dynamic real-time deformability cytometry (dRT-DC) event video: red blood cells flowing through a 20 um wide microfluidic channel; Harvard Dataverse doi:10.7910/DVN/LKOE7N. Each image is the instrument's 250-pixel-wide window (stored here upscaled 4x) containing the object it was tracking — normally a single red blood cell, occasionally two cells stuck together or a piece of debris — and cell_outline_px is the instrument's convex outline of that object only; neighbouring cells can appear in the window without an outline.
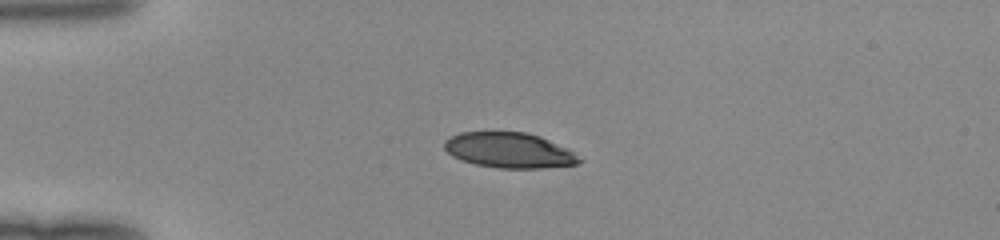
{"species": "human", "species_latin": "Homo sapiens", "temperature_condition": "room temperature", "stored_images_in_passage": 37, "camera_frame_rate_fps": 3000, "um_per_image_px": 0.085, "donor": {"sex": "female"}, "frame": {"image": 1, "passage_image": 1, "time_ms": 0.0, "image_size_px": [1000, 240], "cell_outline_px": [[584, 160], [576, 164], [540, 168], [496, 168], [476, 164], [460, 160], [452, 156], [444, 148], [444, 140], [460, 132], [528, 132], [540, 136], [568, 148]], "centroid_in_image_um": [43.29, 12.77], "position_along_channel_um": 41.7, "area_um2": 27.86}}
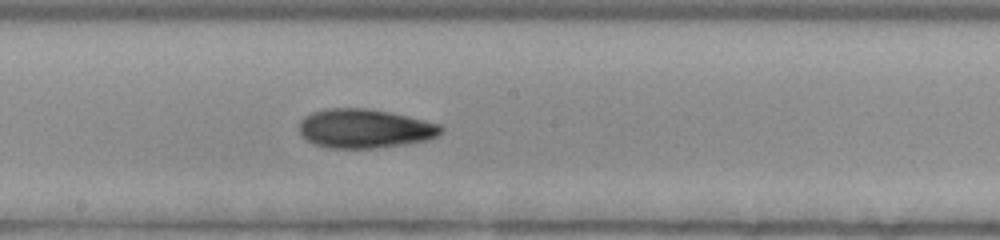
{"frame": {"image": 2, "passage_image": 16, "time_ms": 5.0, "image_size_px": [1000, 240], "cell_outline_px": [[444, 132], [428, 140], [404, 144], [376, 148], [328, 148], [316, 144], [300, 136], [300, 120], [304, 116], [312, 112], [324, 108], [364, 108], [388, 112], [408, 116], [440, 124], [444, 128]], "centroid_in_image_um": [31.0, 10.92], "position_along_channel_um": 217.2, "area_um2": 32.37}}
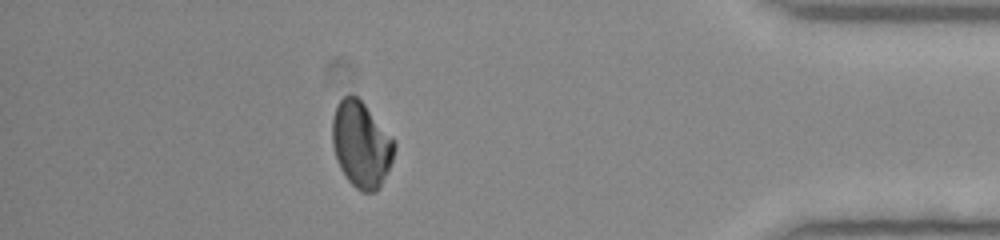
{"frame": {"image": 3, "passage_image": 32, "time_ms": 10.333, "image_size_px": [1000, 240], "cell_outline_px": [[396, 148], [392, 160], [380, 188], [376, 192], [360, 192], [348, 180], [340, 168], [332, 144], [332, 120], [336, 104], [344, 96], [356, 96], [364, 104], [392, 136], [396, 144]], "centroid_in_image_um": [30.71, 12.3], "position_along_channel_um": 404.5, "area_um2": 30.98}}